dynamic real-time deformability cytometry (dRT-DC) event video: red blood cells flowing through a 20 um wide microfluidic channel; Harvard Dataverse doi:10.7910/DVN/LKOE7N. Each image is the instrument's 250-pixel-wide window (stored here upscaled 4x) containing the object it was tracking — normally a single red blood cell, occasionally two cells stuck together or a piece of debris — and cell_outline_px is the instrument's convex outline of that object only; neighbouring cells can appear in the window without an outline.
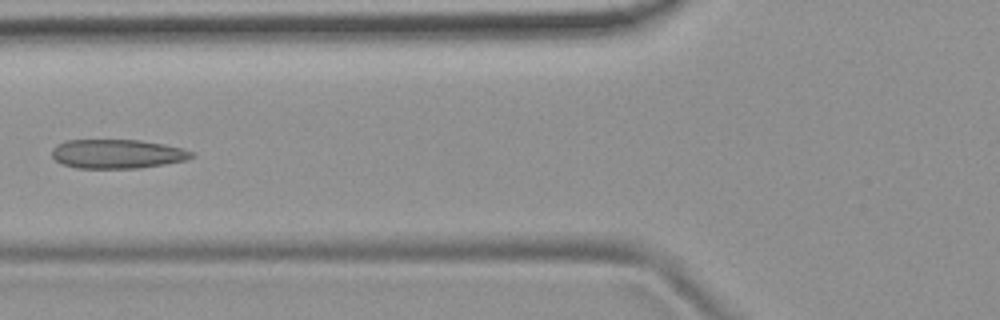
{"species": "common noctule bat (a hibernating species)", "species_latin": "Nyctalus noctula", "temperature_condition": "room temperature", "stored_images_in_passage": 7, "camera_frame_rate_fps": 3000, "um_per_image_px": 0.085, "animal": {"sex": "female", "body_mass_g": 19.9}, "frame": {"image": 1, "passage_image": 6, "time_ms": 1.667, "image_size_px": [1000, 320], "cell_outline_px": [[196, 156], [188, 160], [140, 168], [76, 168], [64, 164], [56, 160], [52, 156], [52, 148], [56, 144], [64, 140], [140, 140], [164, 144], [180, 148], [192, 152]], "centroid_in_image_um": [9.96, 13.08], "position_along_channel_um": 115.8, "area_um2": 23.76}}
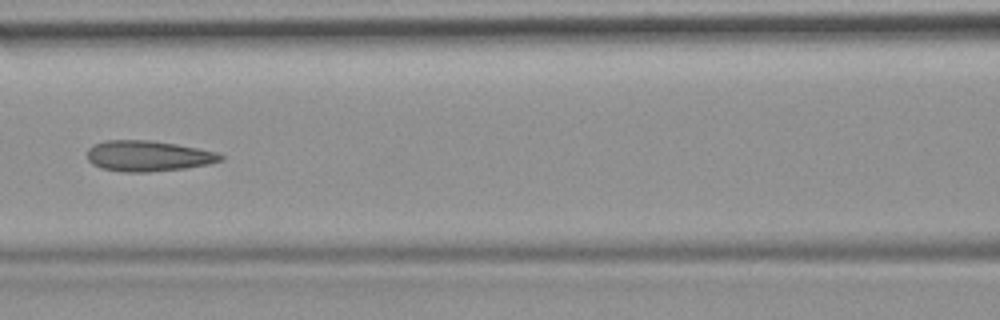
{"frame": {"image": 2, "passage_image": 7, "time_ms": 2.0, "image_size_px": [1000, 320], "cell_outline_px": [[224, 160], [208, 164], [188, 168], [148, 172], [124, 172], [100, 168], [92, 164], [88, 160], [88, 148], [92, 144], [104, 140], [148, 140], [176, 144], [216, 152], [224, 156]], "centroid_in_image_um": [12.57, 13.26], "position_along_channel_um": 154.0, "area_um2": 23.99}}